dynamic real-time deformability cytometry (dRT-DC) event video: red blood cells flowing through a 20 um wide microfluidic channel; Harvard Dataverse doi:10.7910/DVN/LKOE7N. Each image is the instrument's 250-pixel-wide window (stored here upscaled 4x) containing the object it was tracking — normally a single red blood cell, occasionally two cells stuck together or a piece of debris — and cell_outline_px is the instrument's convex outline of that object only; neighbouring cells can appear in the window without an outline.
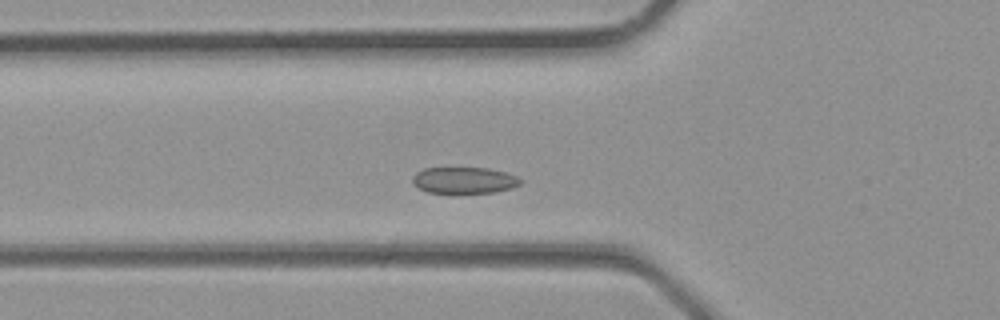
{"species": "common noctule bat (a hibernating species)", "species_latin": "Nyctalus noctula", "temperature_condition": "room temperature", "stored_images_in_passage": 25, "camera_frame_rate_fps": 3000, "um_per_image_px": 0.085, "animal": {"sex": "male", "body_mass_g": 23.1, "forearm_length_mm": 52.7}, "frame": {"image": 1, "passage_image": 7, "time_ms": 2.0, "image_size_px": [1000, 320], "cell_outline_px": [[524, 180], [520, 184], [512, 188], [496, 192], [428, 192], [412, 184], [412, 176], [416, 172], [424, 168], [488, 168], [504, 172], [516, 176]], "centroid_in_image_um": [39.46, 15.31], "position_along_channel_um": 86.3, "area_um2": 16.47}}
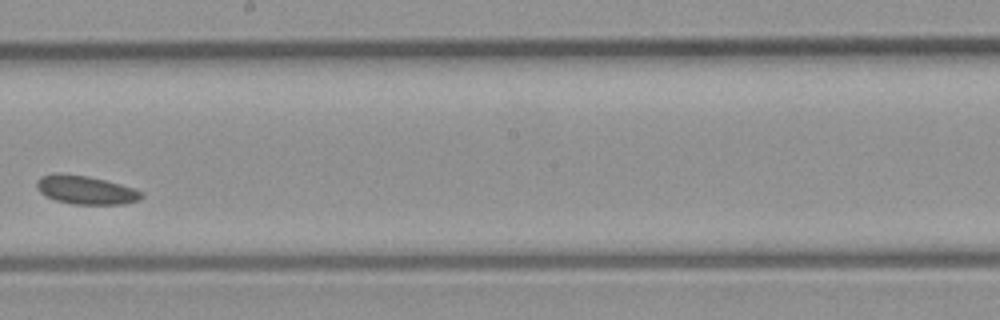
{"frame": {"image": 2, "passage_image": 15, "time_ms": 4.667, "image_size_px": [1000, 320], "cell_outline_px": [[144, 196], [140, 200], [124, 204], [72, 204], [56, 200], [40, 192], [36, 188], [36, 180], [40, 176], [52, 172], [60, 172], [88, 176], [120, 184], [144, 192]], "centroid_in_image_um": [7.26, 16.13], "position_along_channel_um": 240.9, "area_um2": 17.63}}
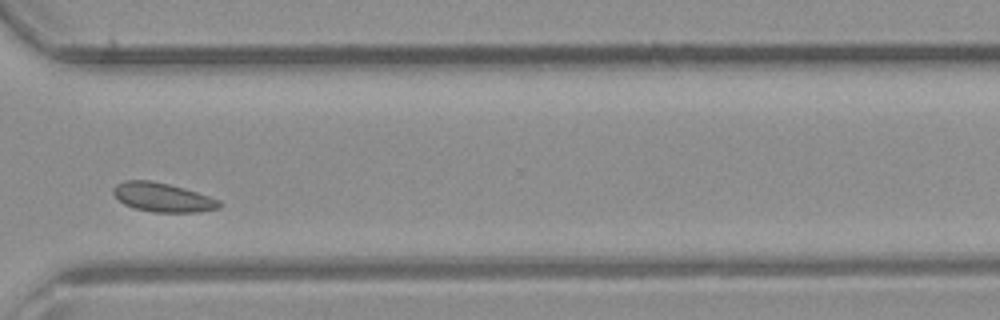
{"frame": {"image": 3, "passage_image": 21, "time_ms": 6.667, "image_size_px": [1000, 320], "cell_outline_px": [[224, 204], [220, 208], [200, 212], [152, 212], [136, 208], [124, 204], [112, 192], [112, 188], [116, 184], [124, 180], [152, 180], [184, 188], [220, 200]], "centroid_in_image_um": [13.85, 16.77], "position_along_channel_um": 356.8, "area_um2": 17.98}}